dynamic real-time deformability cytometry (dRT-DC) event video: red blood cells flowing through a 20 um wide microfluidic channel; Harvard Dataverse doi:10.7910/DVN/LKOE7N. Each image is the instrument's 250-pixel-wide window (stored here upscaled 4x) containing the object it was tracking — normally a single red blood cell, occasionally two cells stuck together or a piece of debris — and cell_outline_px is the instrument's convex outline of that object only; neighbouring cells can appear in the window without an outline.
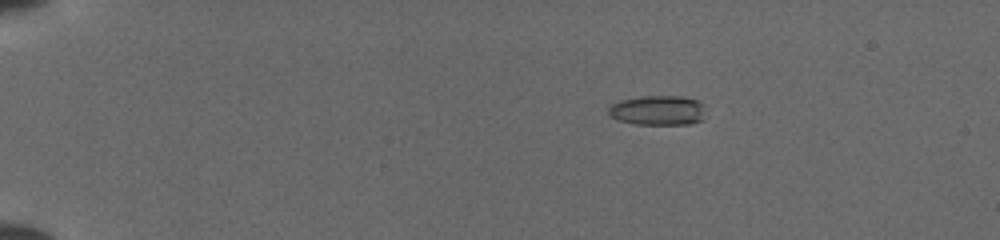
{"species": "common noctule bat (a hibernating species)", "species_latin": "Nyctalus noctula", "temperature_condition": "cold", "stored_images_in_passage": 42, "camera_frame_rate_fps": 3000, "um_per_image_px": 0.085, "animal": {"sex": "female", "body_mass_g": 19.5, "forearm_length_mm": 54.1}, "frame": {"image": 1, "passage_image": 1, "time_ms": 0.0, "image_size_px": [1000, 240], "cell_outline_px": [[700, 120], [692, 124], [636, 124], [620, 120], [612, 116], [608, 112], [608, 108], [612, 104], [620, 100], [644, 96], [684, 96], [700, 100]], "centroid_in_image_um": [55.87, 9.37], "position_along_channel_um": 29.1, "area_um2": 16.42}}
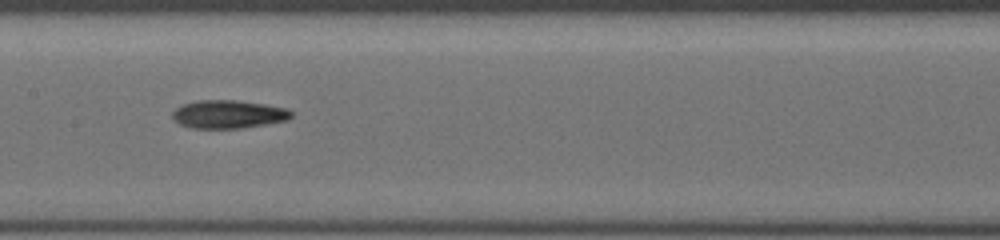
{"frame": {"image": 2, "passage_image": 19, "time_ms": 6.0, "image_size_px": [1000, 240], "cell_outline_px": [[292, 116], [288, 120], [244, 128], [192, 128], [180, 124], [172, 116], [172, 112], [176, 108], [184, 104], [200, 100], [236, 100], [264, 104], [288, 108], [292, 112]], "centroid_in_image_um": [19.44, 9.71], "position_along_channel_um": 188.0, "area_um2": 19.48}}
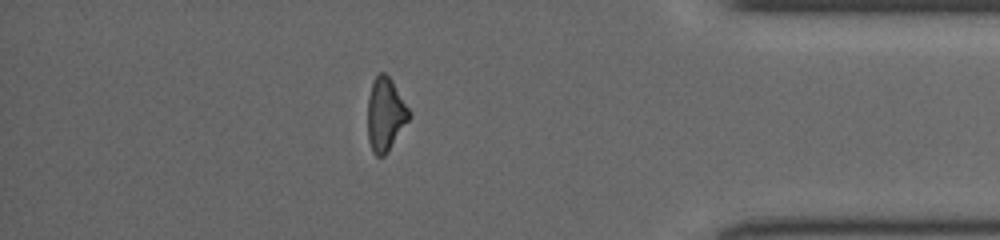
{"frame": {"image": 3, "passage_image": 36, "time_ms": 11.667, "image_size_px": [1000, 240], "cell_outline_px": [[412, 116], [388, 152], [384, 156], [376, 156], [372, 152], [368, 140], [368, 96], [372, 80], [380, 72], [384, 72], [392, 80], [412, 112]], "centroid_in_image_um": [32.78, 9.72], "position_along_channel_um": 402.4, "area_um2": 18.09}}